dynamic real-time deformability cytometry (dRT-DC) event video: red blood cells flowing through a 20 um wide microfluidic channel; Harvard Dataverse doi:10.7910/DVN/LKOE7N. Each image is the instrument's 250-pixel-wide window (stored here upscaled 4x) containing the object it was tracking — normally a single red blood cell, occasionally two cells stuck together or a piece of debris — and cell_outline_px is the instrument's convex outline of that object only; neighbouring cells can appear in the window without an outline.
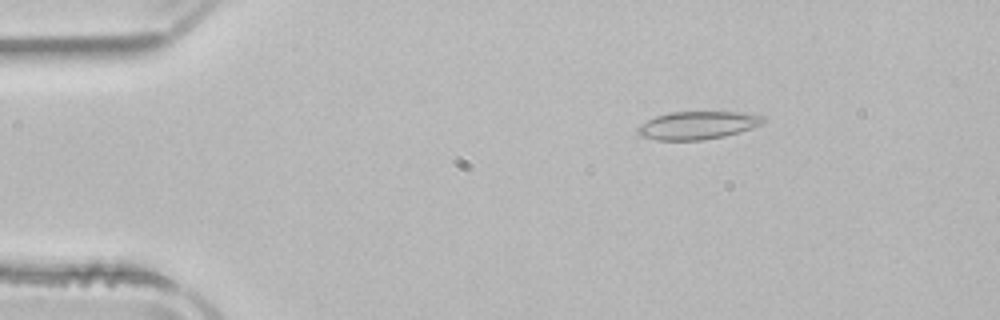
{"species": "common noctule bat (a hibernating species)", "species_latin": "Nyctalus noctula", "temperature_condition": "room temperature", "stored_images_in_passage": 51, "camera_frame_rate_fps": 3000, "um_per_image_px": 0.085, "animal": {"sex": "male", "body_mass_g": 21.5, "forearm_length_mm": 52.0}, "frame": {"image": 1, "passage_image": 8, "time_ms": 2.333, "image_size_px": [1000, 320], "cell_outline_px": [[768, 120], [764, 124], [740, 132], [724, 136], [704, 140], [656, 140], [644, 136], [636, 132], [636, 128], [640, 124], [656, 116], [668, 112], [744, 112], [764, 116]], "centroid_in_image_um": [59.35, 10.64], "position_along_channel_um": 25.7, "area_um2": 20.63}}
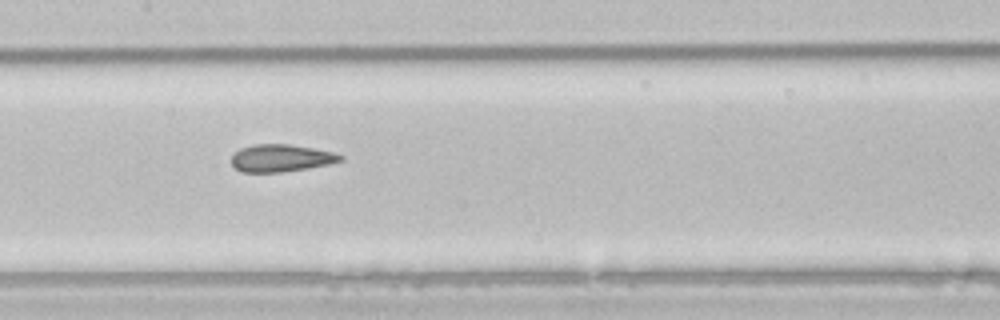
{"frame": {"image": 2, "passage_image": 25, "time_ms": 8.0, "image_size_px": [1000, 320], "cell_outline_px": [[344, 160], [328, 164], [280, 172], [240, 172], [232, 164], [232, 156], [240, 148], [252, 144], [292, 144], [332, 152], [344, 156]], "centroid_in_image_um": [23.87, 13.42], "position_along_channel_um": 183.5, "area_um2": 17.22}}
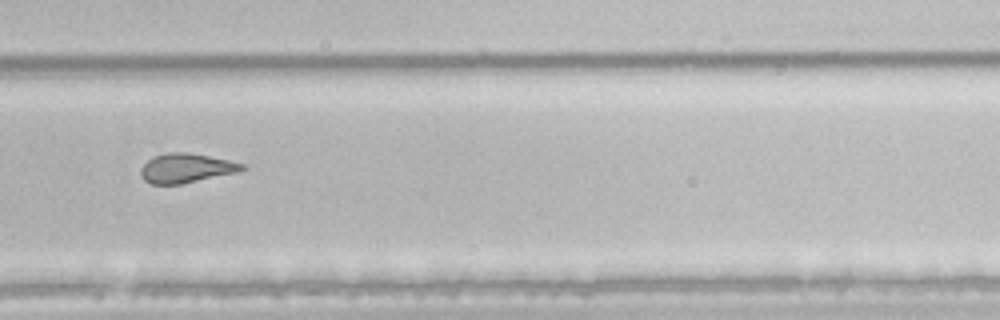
{"frame": {"image": 3, "passage_image": 35, "time_ms": 11.333, "image_size_px": [1000, 320], "cell_outline_px": [[248, 168], [236, 172], [180, 184], [152, 184], [144, 180], [140, 172], [140, 168], [152, 156], [168, 152], [188, 152], [228, 160], [244, 164]], "centroid_in_image_um": [15.79, 14.28], "position_along_channel_um": 314.0, "area_um2": 17.17}, "authors_computed_cell_mechanics": {"area_um2": 19.0162, "velocity_mm_per_s": 3.9373, "shape_relaxation_time_tau1_ms": 7.692, "shape_relaxation_time_tau2_ms": 1.7037, "deformation_change_tau1": 0.161, "deformation_change_tau2": 0.1047}}